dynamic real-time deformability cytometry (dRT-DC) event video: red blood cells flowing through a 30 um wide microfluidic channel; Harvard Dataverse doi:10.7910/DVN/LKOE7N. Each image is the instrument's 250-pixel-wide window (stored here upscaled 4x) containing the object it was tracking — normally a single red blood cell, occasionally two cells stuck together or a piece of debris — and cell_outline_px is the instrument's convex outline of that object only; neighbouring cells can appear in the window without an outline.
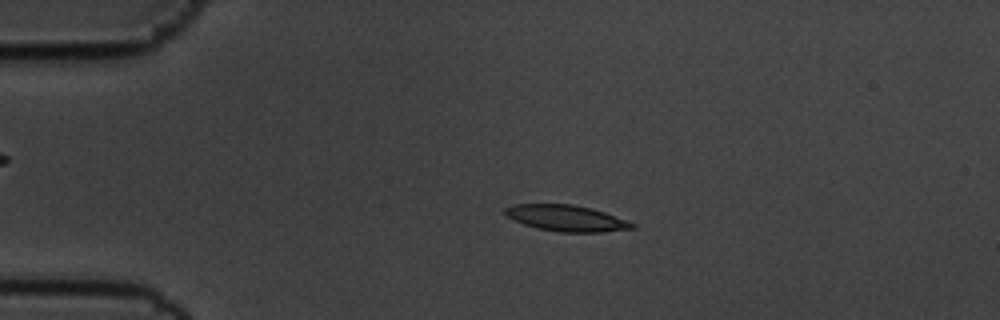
{"species": "common noctule bat (a hibernating species)", "species_latin": "Nyctalus noctula", "temperature_condition": "cold", "stored_images_in_passage": 55, "camera_frame_rate_fps": 3000, "um_per_image_px": 0.085, "animal": {"sex": "male", "body_mass_g": 19.5, "forearm_length_mm": 54.6}, "frame": {"image": 1, "passage_image": 12, "time_ms": 3.667, "image_size_px": [1000, 320], "cell_outline_px": [[636, 228], [604, 232], [560, 232], [536, 228], [524, 224], [508, 216], [504, 212], [504, 208], [512, 204], [572, 204], [592, 208], [628, 220], [636, 224]], "centroid_in_image_um": [48.18, 18.54], "position_along_channel_um": 36.8, "area_um2": 19.42}}
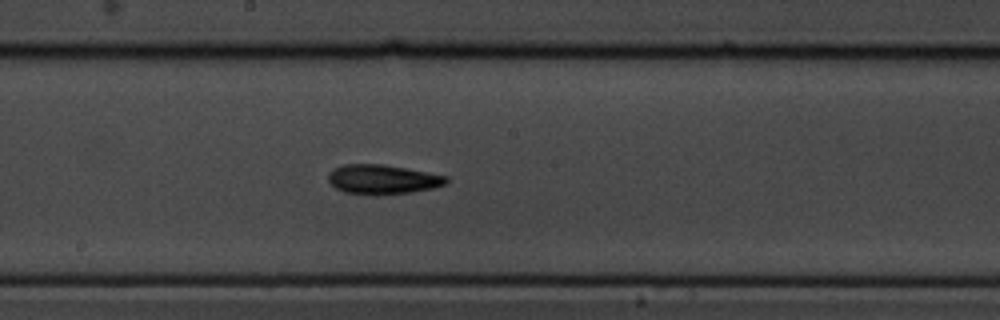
{"frame": {"image": 2, "passage_image": 30, "time_ms": 9.667, "image_size_px": [1000, 320], "cell_outline_px": [[448, 180], [444, 184], [432, 188], [412, 192], [376, 196], [344, 192], [336, 188], [328, 180], [328, 172], [344, 164], [384, 164], [448, 176]], "centroid_in_image_um": [32.5, 15.26], "position_along_channel_um": 215.7, "area_um2": 20.35}}
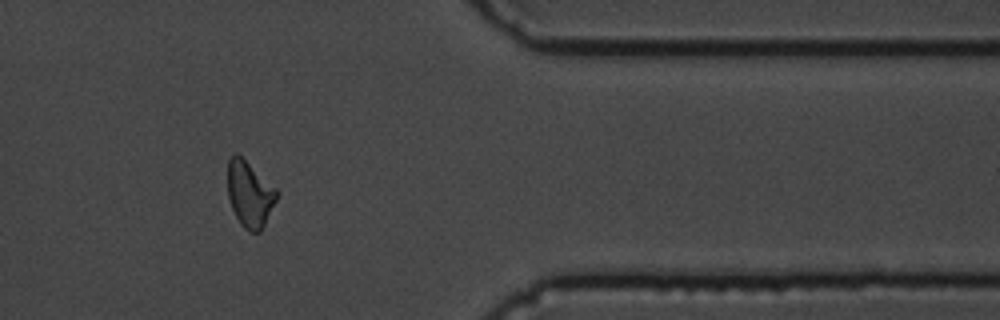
{"frame": {"image": 3, "passage_image": 46, "time_ms": 15.0, "image_size_px": [1000, 320], "cell_outline_px": [[280, 192], [260, 232], [248, 232], [240, 224], [232, 208], [228, 196], [228, 160], [236, 152], [276, 188]], "centroid_in_image_um": [21.22, 16.51], "position_along_channel_um": 390.2, "area_um2": 18.61}, "authors_computed_cell_mechanics": {"area_um2": 19.074, "velocity_mm_per_s": 3.61, "shape_relaxation_time_tau1_ms": 7.9561, "shape_relaxation_time_tau2_ms": 4.2767, "deformation_change_tau1": 0.1939, "deformation_change_tau2": 0.1155}}